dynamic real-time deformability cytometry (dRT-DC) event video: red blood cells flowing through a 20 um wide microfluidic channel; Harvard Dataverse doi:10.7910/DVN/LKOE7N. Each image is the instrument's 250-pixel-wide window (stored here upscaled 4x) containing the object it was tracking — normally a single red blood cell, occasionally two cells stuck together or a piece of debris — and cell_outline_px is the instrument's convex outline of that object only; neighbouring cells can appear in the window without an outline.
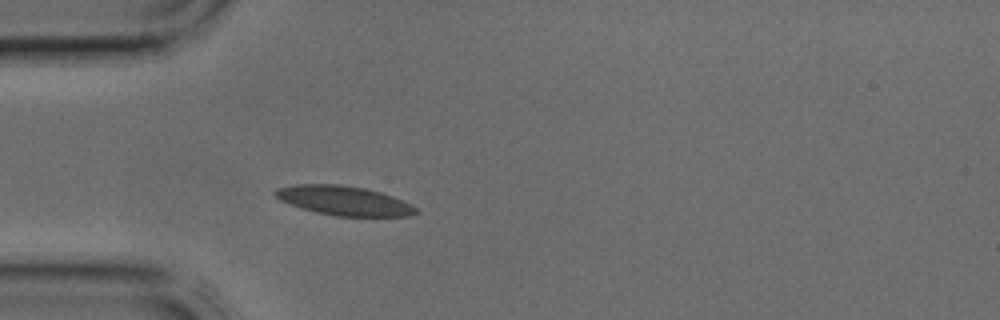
{"species": "common noctule bat (a hibernating species)", "species_latin": "Nyctalus noctula", "temperature_condition": "cold", "stored_images_in_passage": 3, "camera_frame_rate_fps": 3000, "um_per_image_px": 0.085, "animal": {"sex": "male", "body_mass_g": 17.9, "forearm_length_mm": 54.2}, "frame": {"image": 1, "passage_image": 3, "time_ms": 0.667, "image_size_px": [1000, 320], "cell_outline_px": [[420, 212], [408, 216], [336, 216], [316, 212], [280, 200], [272, 192], [276, 188], [296, 184], [340, 184], [364, 188], [380, 192], [392, 196], [412, 204]], "centroid_in_image_um": [29.25, 17.05], "position_along_channel_um": 55.8, "area_um2": 23.93}}